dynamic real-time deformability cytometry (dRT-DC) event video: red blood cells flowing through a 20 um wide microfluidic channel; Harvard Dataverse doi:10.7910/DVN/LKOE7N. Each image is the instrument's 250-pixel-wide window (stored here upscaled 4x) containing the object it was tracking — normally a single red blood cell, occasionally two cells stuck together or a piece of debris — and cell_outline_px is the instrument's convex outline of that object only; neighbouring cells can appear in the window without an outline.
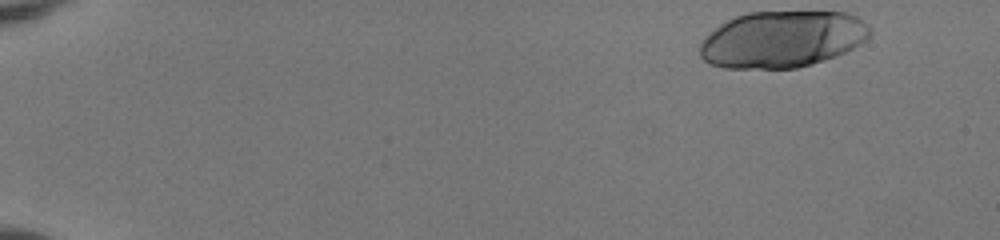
{"species": "human", "species_latin": "Homo sapiens", "temperature_condition": "room temperature", "stored_images_in_passage": 48, "camera_frame_rate_fps": 3000, "um_per_image_px": 0.085, "donor": {"sex": "female"}, "frame": {"image": 1, "passage_image": 1, "time_ms": 0.0, "image_size_px": [1000, 240], "cell_outline_px": [[872, 32], [860, 44], [836, 56], [812, 64], [796, 68], [724, 68], [708, 64], [700, 56], [700, 44], [704, 36], [720, 24], [736, 16], [748, 12], [848, 12], [856, 16], [868, 24], [872, 28]], "centroid_in_image_um": [66.48, 3.34], "position_along_channel_um": 18.5, "area_um2": 56.36}}
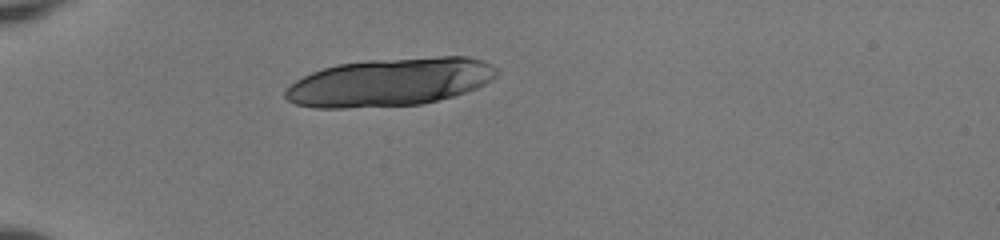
{"frame": {"image": 2, "passage_image": 13, "time_ms": 4.0, "image_size_px": [1000, 240], "cell_outline_px": [[500, 72], [492, 80], [476, 88], [452, 96], [420, 104], [344, 108], [316, 108], [296, 104], [288, 100], [284, 96], [284, 88], [296, 80], [312, 72], [336, 64], [368, 60], [440, 56], [468, 56], [484, 60], [492, 64]], "centroid_in_image_um": [33.15, 6.97], "position_along_channel_um": 51.9, "area_um2": 59.36}}